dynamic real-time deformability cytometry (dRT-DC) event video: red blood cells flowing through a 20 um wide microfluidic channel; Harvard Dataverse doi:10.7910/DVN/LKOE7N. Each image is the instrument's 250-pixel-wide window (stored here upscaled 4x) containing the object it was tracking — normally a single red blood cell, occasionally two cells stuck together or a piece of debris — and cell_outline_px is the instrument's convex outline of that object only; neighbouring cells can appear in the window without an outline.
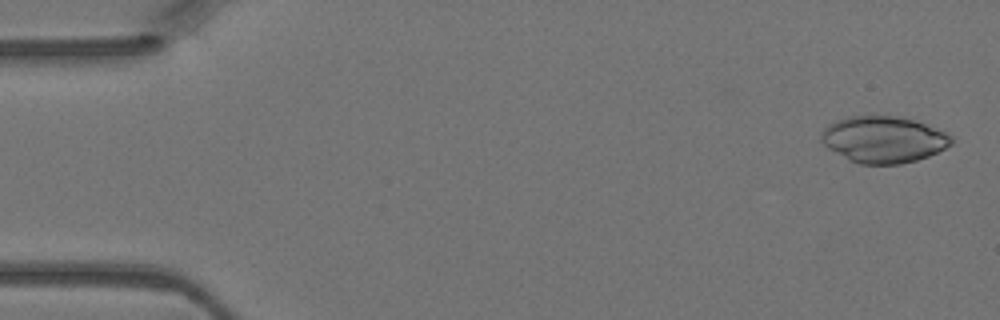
{"species": "Egyptian fruit bat (a non-hibernating species)", "species_latin": "Rousettus aegyptiacus", "temperature_condition": "warm", "stored_images_in_passage": 4, "camera_frame_rate_fps": 3000, "um_per_image_px": 0.085, "animal": {"sex": "female"}, "frame": {"image": 1, "passage_image": 1, "time_ms": 0.0, "image_size_px": [1000, 320], "cell_outline_px": [[952, 144], [928, 156], [916, 160], [900, 164], [860, 164], [848, 160], [828, 148], [820, 140], [820, 136], [824, 128], [828, 124], [836, 120], [848, 116], [896, 116], [916, 120], [944, 132], [952, 136]], "centroid_in_image_um": [75.06, 11.85], "position_along_channel_um": 9.9, "area_um2": 35.2}}